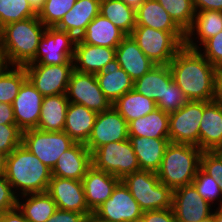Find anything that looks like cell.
Listing matches in <instances>:
<instances>
[{
    "label": "cell",
    "instance_id": "56",
    "mask_svg": "<svg viewBox=\"0 0 222 222\" xmlns=\"http://www.w3.org/2000/svg\"><path fill=\"white\" fill-rule=\"evenodd\" d=\"M214 218L216 222H222V206L216 207V209L213 210Z\"/></svg>",
    "mask_w": 222,
    "mask_h": 222
},
{
    "label": "cell",
    "instance_id": "44",
    "mask_svg": "<svg viewBox=\"0 0 222 222\" xmlns=\"http://www.w3.org/2000/svg\"><path fill=\"white\" fill-rule=\"evenodd\" d=\"M200 168L215 180L222 182V150L203 151L200 159Z\"/></svg>",
    "mask_w": 222,
    "mask_h": 222
},
{
    "label": "cell",
    "instance_id": "19",
    "mask_svg": "<svg viewBox=\"0 0 222 222\" xmlns=\"http://www.w3.org/2000/svg\"><path fill=\"white\" fill-rule=\"evenodd\" d=\"M199 148L202 151L222 150V105L215 100L204 101Z\"/></svg>",
    "mask_w": 222,
    "mask_h": 222
},
{
    "label": "cell",
    "instance_id": "59",
    "mask_svg": "<svg viewBox=\"0 0 222 222\" xmlns=\"http://www.w3.org/2000/svg\"><path fill=\"white\" fill-rule=\"evenodd\" d=\"M2 28L0 27V53H3V49H2Z\"/></svg>",
    "mask_w": 222,
    "mask_h": 222
},
{
    "label": "cell",
    "instance_id": "39",
    "mask_svg": "<svg viewBox=\"0 0 222 222\" xmlns=\"http://www.w3.org/2000/svg\"><path fill=\"white\" fill-rule=\"evenodd\" d=\"M192 184L195 186L200 196L212 206L214 205V208L217 205L218 207L222 206V192L219 181L199 168Z\"/></svg>",
    "mask_w": 222,
    "mask_h": 222
},
{
    "label": "cell",
    "instance_id": "27",
    "mask_svg": "<svg viewBox=\"0 0 222 222\" xmlns=\"http://www.w3.org/2000/svg\"><path fill=\"white\" fill-rule=\"evenodd\" d=\"M97 114L81 104L69 103L63 131L74 142L85 144L92 132Z\"/></svg>",
    "mask_w": 222,
    "mask_h": 222
},
{
    "label": "cell",
    "instance_id": "46",
    "mask_svg": "<svg viewBox=\"0 0 222 222\" xmlns=\"http://www.w3.org/2000/svg\"><path fill=\"white\" fill-rule=\"evenodd\" d=\"M141 222H177L172 208L143 211Z\"/></svg>",
    "mask_w": 222,
    "mask_h": 222
},
{
    "label": "cell",
    "instance_id": "21",
    "mask_svg": "<svg viewBox=\"0 0 222 222\" xmlns=\"http://www.w3.org/2000/svg\"><path fill=\"white\" fill-rule=\"evenodd\" d=\"M115 59L134 81L156 65L143 53L131 35H126L116 47Z\"/></svg>",
    "mask_w": 222,
    "mask_h": 222
},
{
    "label": "cell",
    "instance_id": "14",
    "mask_svg": "<svg viewBox=\"0 0 222 222\" xmlns=\"http://www.w3.org/2000/svg\"><path fill=\"white\" fill-rule=\"evenodd\" d=\"M128 138V123L112 106L109 110L97 114L92 132L85 145L92 153L106 143L123 141Z\"/></svg>",
    "mask_w": 222,
    "mask_h": 222
},
{
    "label": "cell",
    "instance_id": "5",
    "mask_svg": "<svg viewBox=\"0 0 222 222\" xmlns=\"http://www.w3.org/2000/svg\"><path fill=\"white\" fill-rule=\"evenodd\" d=\"M143 211L172 208L173 191L155 172L139 170L121 180Z\"/></svg>",
    "mask_w": 222,
    "mask_h": 222
},
{
    "label": "cell",
    "instance_id": "29",
    "mask_svg": "<svg viewBox=\"0 0 222 222\" xmlns=\"http://www.w3.org/2000/svg\"><path fill=\"white\" fill-rule=\"evenodd\" d=\"M69 105L66 93L44 96L37 128L41 131L62 132Z\"/></svg>",
    "mask_w": 222,
    "mask_h": 222
},
{
    "label": "cell",
    "instance_id": "8",
    "mask_svg": "<svg viewBox=\"0 0 222 222\" xmlns=\"http://www.w3.org/2000/svg\"><path fill=\"white\" fill-rule=\"evenodd\" d=\"M75 142L64 132L28 129L22 133V145L52 170L60 156Z\"/></svg>",
    "mask_w": 222,
    "mask_h": 222
},
{
    "label": "cell",
    "instance_id": "36",
    "mask_svg": "<svg viewBox=\"0 0 222 222\" xmlns=\"http://www.w3.org/2000/svg\"><path fill=\"white\" fill-rule=\"evenodd\" d=\"M26 80L27 74L24 66H8L0 74V103L12 105Z\"/></svg>",
    "mask_w": 222,
    "mask_h": 222
},
{
    "label": "cell",
    "instance_id": "22",
    "mask_svg": "<svg viewBox=\"0 0 222 222\" xmlns=\"http://www.w3.org/2000/svg\"><path fill=\"white\" fill-rule=\"evenodd\" d=\"M95 75L102 92L111 104L134 89V80L121 68L116 59L108 62Z\"/></svg>",
    "mask_w": 222,
    "mask_h": 222
},
{
    "label": "cell",
    "instance_id": "48",
    "mask_svg": "<svg viewBox=\"0 0 222 222\" xmlns=\"http://www.w3.org/2000/svg\"><path fill=\"white\" fill-rule=\"evenodd\" d=\"M196 12L212 10L222 12V0H192Z\"/></svg>",
    "mask_w": 222,
    "mask_h": 222
},
{
    "label": "cell",
    "instance_id": "3",
    "mask_svg": "<svg viewBox=\"0 0 222 222\" xmlns=\"http://www.w3.org/2000/svg\"><path fill=\"white\" fill-rule=\"evenodd\" d=\"M46 28L37 16L2 27V49L9 66H25L35 57Z\"/></svg>",
    "mask_w": 222,
    "mask_h": 222
},
{
    "label": "cell",
    "instance_id": "43",
    "mask_svg": "<svg viewBox=\"0 0 222 222\" xmlns=\"http://www.w3.org/2000/svg\"><path fill=\"white\" fill-rule=\"evenodd\" d=\"M197 50L214 67L222 69V31L207 39Z\"/></svg>",
    "mask_w": 222,
    "mask_h": 222
},
{
    "label": "cell",
    "instance_id": "55",
    "mask_svg": "<svg viewBox=\"0 0 222 222\" xmlns=\"http://www.w3.org/2000/svg\"><path fill=\"white\" fill-rule=\"evenodd\" d=\"M9 66L5 54L0 53V74Z\"/></svg>",
    "mask_w": 222,
    "mask_h": 222
},
{
    "label": "cell",
    "instance_id": "35",
    "mask_svg": "<svg viewBox=\"0 0 222 222\" xmlns=\"http://www.w3.org/2000/svg\"><path fill=\"white\" fill-rule=\"evenodd\" d=\"M99 13L126 35H130L136 26L135 9L120 0H101Z\"/></svg>",
    "mask_w": 222,
    "mask_h": 222
},
{
    "label": "cell",
    "instance_id": "1",
    "mask_svg": "<svg viewBox=\"0 0 222 222\" xmlns=\"http://www.w3.org/2000/svg\"><path fill=\"white\" fill-rule=\"evenodd\" d=\"M168 66L173 81L189 101H213L215 99L218 69L197 49H191L184 45Z\"/></svg>",
    "mask_w": 222,
    "mask_h": 222
},
{
    "label": "cell",
    "instance_id": "58",
    "mask_svg": "<svg viewBox=\"0 0 222 222\" xmlns=\"http://www.w3.org/2000/svg\"><path fill=\"white\" fill-rule=\"evenodd\" d=\"M4 171V156L0 153V172Z\"/></svg>",
    "mask_w": 222,
    "mask_h": 222
},
{
    "label": "cell",
    "instance_id": "6",
    "mask_svg": "<svg viewBox=\"0 0 222 222\" xmlns=\"http://www.w3.org/2000/svg\"><path fill=\"white\" fill-rule=\"evenodd\" d=\"M130 35L156 65H168L185 43L184 32H166L147 26H135Z\"/></svg>",
    "mask_w": 222,
    "mask_h": 222
},
{
    "label": "cell",
    "instance_id": "12",
    "mask_svg": "<svg viewBox=\"0 0 222 222\" xmlns=\"http://www.w3.org/2000/svg\"><path fill=\"white\" fill-rule=\"evenodd\" d=\"M24 68L32 85L43 96H51L66 93L74 64H27Z\"/></svg>",
    "mask_w": 222,
    "mask_h": 222
},
{
    "label": "cell",
    "instance_id": "16",
    "mask_svg": "<svg viewBox=\"0 0 222 222\" xmlns=\"http://www.w3.org/2000/svg\"><path fill=\"white\" fill-rule=\"evenodd\" d=\"M47 193L58 209L75 211L83 215L92 212L86 203L82 181L51 177Z\"/></svg>",
    "mask_w": 222,
    "mask_h": 222
},
{
    "label": "cell",
    "instance_id": "10",
    "mask_svg": "<svg viewBox=\"0 0 222 222\" xmlns=\"http://www.w3.org/2000/svg\"><path fill=\"white\" fill-rule=\"evenodd\" d=\"M204 112V101H188L178 111L169 113V140L199 148V128Z\"/></svg>",
    "mask_w": 222,
    "mask_h": 222
},
{
    "label": "cell",
    "instance_id": "23",
    "mask_svg": "<svg viewBox=\"0 0 222 222\" xmlns=\"http://www.w3.org/2000/svg\"><path fill=\"white\" fill-rule=\"evenodd\" d=\"M116 48L94 46L76 39L74 50V69L83 73L96 74L108 62L115 59Z\"/></svg>",
    "mask_w": 222,
    "mask_h": 222
},
{
    "label": "cell",
    "instance_id": "4",
    "mask_svg": "<svg viewBox=\"0 0 222 222\" xmlns=\"http://www.w3.org/2000/svg\"><path fill=\"white\" fill-rule=\"evenodd\" d=\"M202 152L194 145L170 142L156 172L159 181L172 191L192 184L200 168Z\"/></svg>",
    "mask_w": 222,
    "mask_h": 222
},
{
    "label": "cell",
    "instance_id": "11",
    "mask_svg": "<svg viewBox=\"0 0 222 222\" xmlns=\"http://www.w3.org/2000/svg\"><path fill=\"white\" fill-rule=\"evenodd\" d=\"M66 96L69 103L81 104L96 113L107 111L112 107L93 73H83L74 69L69 79Z\"/></svg>",
    "mask_w": 222,
    "mask_h": 222
},
{
    "label": "cell",
    "instance_id": "45",
    "mask_svg": "<svg viewBox=\"0 0 222 222\" xmlns=\"http://www.w3.org/2000/svg\"><path fill=\"white\" fill-rule=\"evenodd\" d=\"M18 196L7 181L4 172H0V214L17 207Z\"/></svg>",
    "mask_w": 222,
    "mask_h": 222
},
{
    "label": "cell",
    "instance_id": "30",
    "mask_svg": "<svg viewBox=\"0 0 222 222\" xmlns=\"http://www.w3.org/2000/svg\"><path fill=\"white\" fill-rule=\"evenodd\" d=\"M129 137L169 138V113L160 108L128 123Z\"/></svg>",
    "mask_w": 222,
    "mask_h": 222
},
{
    "label": "cell",
    "instance_id": "41",
    "mask_svg": "<svg viewBox=\"0 0 222 222\" xmlns=\"http://www.w3.org/2000/svg\"><path fill=\"white\" fill-rule=\"evenodd\" d=\"M188 101L184 92L172 81L169 85H165L164 95L156 106L166 113H172L178 111Z\"/></svg>",
    "mask_w": 222,
    "mask_h": 222
},
{
    "label": "cell",
    "instance_id": "13",
    "mask_svg": "<svg viewBox=\"0 0 222 222\" xmlns=\"http://www.w3.org/2000/svg\"><path fill=\"white\" fill-rule=\"evenodd\" d=\"M95 212L107 222H138L143 215V210L122 181Z\"/></svg>",
    "mask_w": 222,
    "mask_h": 222
},
{
    "label": "cell",
    "instance_id": "53",
    "mask_svg": "<svg viewBox=\"0 0 222 222\" xmlns=\"http://www.w3.org/2000/svg\"><path fill=\"white\" fill-rule=\"evenodd\" d=\"M82 222H107L101 218L95 211L85 214Z\"/></svg>",
    "mask_w": 222,
    "mask_h": 222
},
{
    "label": "cell",
    "instance_id": "24",
    "mask_svg": "<svg viewBox=\"0 0 222 222\" xmlns=\"http://www.w3.org/2000/svg\"><path fill=\"white\" fill-rule=\"evenodd\" d=\"M100 1L77 0L55 28L66 31L75 39H79L86 31L87 25L99 14Z\"/></svg>",
    "mask_w": 222,
    "mask_h": 222
},
{
    "label": "cell",
    "instance_id": "7",
    "mask_svg": "<svg viewBox=\"0 0 222 222\" xmlns=\"http://www.w3.org/2000/svg\"><path fill=\"white\" fill-rule=\"evenodd\" d=\"M92 166L122 180L139 171V162L129 139L106 143L91 153Z\"/></svg>",
    "mask_w": 222,
    "mask_h": 222
},
{
    "label": "cell",
    "instance_id": "33",
    "mask_svg": "<svg viewBox=\"0 0 222 222\" xmlns=\"http://www.w3.org/2000/svg\"><path fill=\"white\" fill-rule=\"evenodd\" d=\"M173 81L168 65H155L150 71L134 81V89L156 103L163 97L165 85Z\"/></svg>",
    "mask_w": 222,
    "mask_h": 222
},
{
    "label": "cell",
    "instance_id": "17",
    "mask_svg": "<svg viewBox=\"0 0 222 222\" xmlns=\"http://www.w3.org/2000/svg\"><path fill=\"white\" fill-rule=\"evenodd\" d=\"M44 96L27 79L12 104L16 125L22 130L37 128Z\"/></svg>",
    "mask_w": 222,
    "mask_h": 222
},
{
    "label": "cell",
    "instance_id": "37",
    "mask_svg": "<svg viewBox=\"0 0 222 222\" xmlns=\"http://www.w3.org/2000/svg\"><path fill=\"white\" fill-rule=\"evenodd\" d=\"M175 24L186 33L193 24L196 11L192 0H157Z\"/></svg>",
    "mask_w": 222,
    "mask_h": 222
},
{
    "label": "cell",
    "instance_id": "57",
    "mask_svg": "<svg viewBox=\"0 0 222 222\" xmlns=\"http://www.w3.org/2000/svg\"><path fill=\"white\" fill-rule=\"evenodd\" d=\"M200 222H216L215 218H214V213H212L211 215L207 216L206 218H204Z\"/></svg>",
    "mask_w": 222,
    "mask_h": 222
},
{
    "label": "cell",
    "instance_id": "54",
    "mask_svg": "<svg viewBox=\"0 0 222 222\" xmlns=\"http://www.w3.org/2000/svg\"><path fill=\"white\" fill-rule=\"evenodd\" d=\"M120 1L124 2L126 5L136 10L146 0H120Z\"/></svg>",
    "mask_w": 222,
    "mask_h": 222
},
{
    "label": "cell",
    "instance_id": "51",
    "mask_svg": "<svg viewBox=\"0 0 222 222\" xmlns=\"http://www.w3.org/2000/svg\"><path fill=\"white\" fill-rule=\"evenodd\" d=\"M222 105V69H218L216 74L215 99Z\"/></svg>",
    "mask_w": 222,
    "mask_h": 222
},
{
    "label": "cell",
    "instance_id": "50",
    "mask_svg": "<svg viewBox=\"0 0 222 222\" xmlns=\"http://www.w3.org/2000/svg\"><path fill=\"white\" fill-rule=\"evenodd\" d=\"M0 222H28L18 207L0 214Z\"/></svg>",
    "mask_w": 222,
    "mask_h": 222
},
{
    "label": "cell",
    "instance_id": "49",
    "mask_svg": "<svg viewBox=\"0 0 222 222\" xmlns=\"http://www.w3.org/2000/svg\"><path fill=\"white\" fill-rule=\"evenodd\" d=\"M16 124L13 106L7 103H0V125Z\"/></svg>",
    "mask_w": 222,
    "mask_h": 222
},
{
    "label": "cell",
    "instance_id": "26",
    "mask_svg": "<svg viewBox=\"0 0 222 222\" xmlns=\"http://www.w3.org/2000/svg\"><path fill=\"white\" fill-rule=\"evenodd\" d=\"M139 162L140 170L157 172L170 144L169 138L129 137Z\"/></svg>",
    "mask_w": 222,
    "mask_h": 222
},
{
    "label": "cell",
    "instance_id": "25",
    "mask_svg": "<svg viewBox=\"0 0 222 222\" xmlns=\"http://www.w3.org/2000/svg\"><path fill=\"white\" fill-rule=\"evenodd\" d=\"M220 31H222V12L198 11L195 14L192 26L185 33L184 45L191 49H198L207 39Z\"/></svg>",
    "mask_w": 222,
    "mask_h": 222
},
{
    "label": "cell",
    "instance_id": "38",
    "mask_svg": "<svg viewBox=\"0 0 222 222\" xmlns=\"http://www.w3.org/2000/svg\"><path fill=\"white\" fill-rule=\"evenodd\" d=\"M37 16L28 0H0V27L8 23Z\"/></svg>",
    "mask_w": 222,
    "mask_h": 222
},
{
    "label": "cell",
    "instance_id": "34",
    "mask_svg": "<svg viewBox=\"0 0 222 222\" xmlns=\"http://www.w3.org/2000/svg\"><path fill=\"white\" fill-rule=\"evenodd\" d=\"M112 106L127 123L146 116L157 108L154 100L138 93L135 89L126 92Z\"/></svg>",
    "mask_w": 222,
    "mask_h": 222
},
{
    "label": "cell",
    "instance_id": "9",
    "mask_svg": "<svg viewBox=\"0 0 222 222\" xmlns=\"http://www.w3.org/2000/svg\"><path fill=\"white\" fill-rule=\"evenodd\" d=\"M76 39L68 32L47 27L40 40L35 57L28 64H74Z\"/></svg>",
    "mask_w": 222,
    "mask_h": 222
},
{
    "label": "cell",
    "instance_id": "31",
    "mask_svg": "<svg viewBox=\"0 0 222 222\" xmlns=\"http://www.w3.org/2000/svg\"><path fill=\"white\" fill-rule=\"evenodd\" d=\"M136 26H147L166 32H183L157 0H146L136 10Z\"/></svg>",
    "mask_w": 222,
    "mask_h": 222
},
{
    "label": "cell",
    "instance_id": "32",
    "mask_svg": "<svg viewBox=\"0 0 222 222\" xmlns=\"http://www.w3.org/2000/svg\"><path fill=\"white\" fill-rule=\"evenodd\" d=\"M17 207L28 222H46L58 209L47 192L19 196Z\"/></svg>",
    "mask_w": 222,
    "mask_h": 222
},
{
    "label": "cell",
    "instance_id": "40",
    "mask_svg": "<svg viewBox=\"0 0 222 222\" xmlns=\"http://www.w3.org/2000/svg\"><path fill=\"white\" fill-rule=\"evenodd\" d=\"M76 1L46 0L37 17L46 27H55L62 17L74 6Z\"/></svg>",
    "mask_w": 222,
    "mask_h": 222
},
{
    "label": "cell",
    "instance_id": "15",
    "mask_svg": "<svg viewBox=\"0 0 222 222\" xmlns=\"http://www.w3.org/2000/svg\"><path fill=\"white\" fill-rule=\"evenodd\" d=\"M213 207L193 184L173 190L172 210L177 222H200L213 213Z\"/></svg>",
    "mask_w": 222,
    "mask_h": 222
},
{
    "label": "cell",
    "instance_id": "28",
    "mask_svg": "<svg viewBox=\"0 0 222 222\" xmlns=\"http://www.w3.org/2000/svg\"><path fill=\"white\" fill-rule=\"evenodd\" d=\"M126 34L100 13L87 25L79 38L83 43L94 46L116 48Z\"/></svg>",
    "mask_w": 222,
    "mask_h": 222
},
{
    "label": "cell",
    "instance_id": "18",
    "mask_svg": "<svg viewBox=\"0 0 222 222\" xmlns=\"http://www.w3.org/2000/svg\"><path fill=\"white\" fill-rule=\"evenodd\" d=\"M91 166V152L84 143L75 142L60 156L51 174L52 177L82 181Z\"/></svg>",
    "mask_w": 222,
    "mask_h": 222
},
{
    "label": "cell",
    "instance_id": "2",
    "mask_svg": "<svg viewBox=\"0 0 222 222\" xmlns=\"http://www.w3.org/2000/svg\"><path fill=\"white\" fill-rule=\"evenodd\" d=\"M3 172L18 197L47 192L52 177L51 170L22 144L4 157Z\"/></svg>",
    "mask_w": 222,
    "mask_h": 222
},
{
    "label": "cell",
    "instance_id": "20",
    "mask_svg": "<svg viewBox=\"0 0 222 222\" xmlns=\"http://www.w3.org/2000/svg\"><path fill=\"white\" fill-rule=\"evenodd\" d=\"M121 180L112 174L91 166L82 179L88 208L95 211L111 195Z\"/></svg>",
    "mask_w": 222,
    "mask_h": 222
},
{
    "label": "cell",
    "instance_id": "52",
    "mask_svg": "<svg viewBox=\"0 0 222 222\" xmlns=\"http://www.w3.org/2000/svg\"><path fill=\"white\" fill-rule=\"evenodd\" d=\"M46 0H28L29 6L31 7L32 11L38 15L42 10L44 3Z\"/></svg>",
    "mask_w": 222,
    "mask_h": 222
},
{
    "label": "cell",
    "instance_id": "42",
    "mask_svg": "<svg viewBox=\"0 0 222 222\" xmlns=\"http://www.w3.org/2000/svg\"><path fill=\"white\" fill-rule=\"evenodd\" d=\"M22 133L16 124L0 125V153L4 157L22 144Z\"/></svg>",
    "mask_w": 222,
    "mask_h": 222
},
{
    "label": "cell",
    "instance_id": "47",
    "mask_svg": "<svg viewBox=\"0 0 222 222\" xmlns=\"http://www.w3.org/2000/svg\"><path fill=\"white\" fill-rule=\"evenodd\" d=\"M83 217L79 212L57 209L46 222H82Z\"/></svg>",
    "mask_w": 222,
    "mask_h": 222
}]
</instances>
